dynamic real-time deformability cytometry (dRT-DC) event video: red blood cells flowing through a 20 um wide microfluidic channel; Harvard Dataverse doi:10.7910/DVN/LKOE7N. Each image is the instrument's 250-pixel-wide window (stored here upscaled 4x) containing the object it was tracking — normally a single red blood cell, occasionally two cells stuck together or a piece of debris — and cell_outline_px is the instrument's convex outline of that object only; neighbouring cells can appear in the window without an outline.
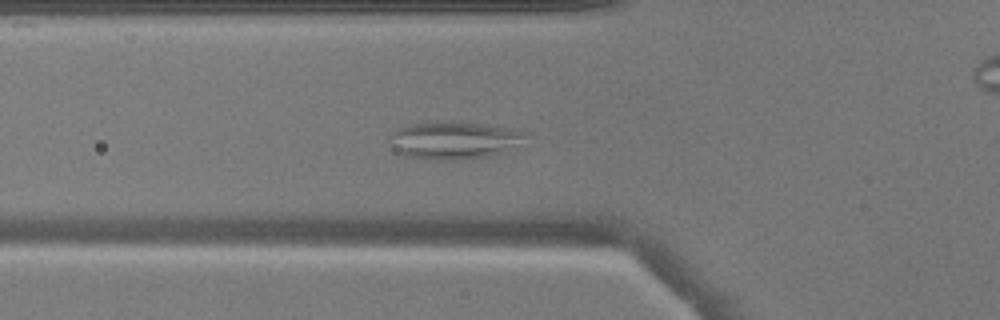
{"species": "common noctule bat (a hibernating species)", "species_latin": "Nyctalus noctula", "temperature_condition": "warm", "stored_images_in_passage": 44, "camera_frame_rate_fps": 3000, "um_per_image_px": 0.085, "animal": {"sex": "male", "body_mass_g": 17.9}, "frame": {"image": 1, "passage_image": 11, "time_ms": 3.333, "image_size_px": [1000, 320], "cell_outline_px": [[528, 132], [524, 148], [492, 156], [456, 160], [436, 160], [404, 156], [392, 148], [388, 136], [396, 128], [412, 124], [436, 120], [496, 124], [524, 128]], "centroid_in_image_um": [38.79, 11.9], "position_along_channel_um": 87.0, "area_um2": 31.73}}
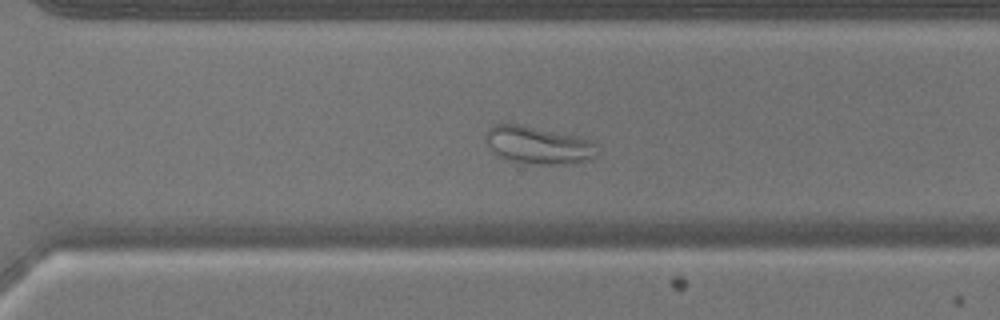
{"frame": {"image": 2, "passage_image": 29, "time_ms": 9.333, "image_size_px": [1000, 320], "cell_outline_px": [[600, 152], [592, 160], [556, 164], [528, 164], [512, 160], [500, 156], [492, 152], [484, 140], [484, 136], [488, 128], [492, 124], [520, 124], [580, 136], [600, 144]], "centroid_in_image_um": [45.8, 12.32], "position_along_channel_um": 324.8, "area_um2": 24.97}}
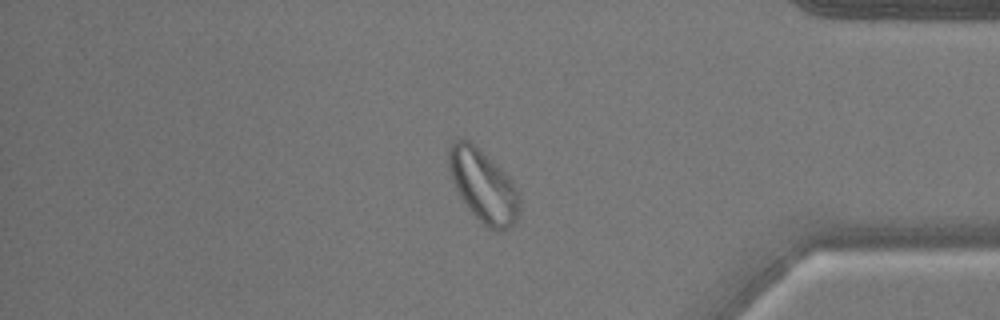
{"frame": {"image": 3, "passage_image": 36, "time_ms": 11.667, "image_size_px": [1000, 320], "cell_outline_px": [[520, 208], [516, 220], [504, 232], [496, 232], [488, 228], [468, 208], [460, 196], [452, 180], [448, 168], [448, 148], [456, 140], [468, 140], [500, 168], [512, 180], [520, 196]], "centroid_in_image_um": [41.09, 15.84], "position_along_channel_um": 394.1, "area_um2": 29.54}}